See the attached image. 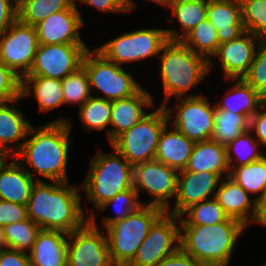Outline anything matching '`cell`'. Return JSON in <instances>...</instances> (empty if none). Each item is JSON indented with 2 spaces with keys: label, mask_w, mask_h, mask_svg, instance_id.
Segmentation results:
<instances>
[{
  "label": "cell",
  "mask_w": 266,
  "mask_h": 266,
  "mask_svg": "<svg viewBox=\"0 0 266 266\" xmlns=\"http://www.w3.org/2000/svg\"><path fill=\"white\" fill-rule=\"evenodd\" d=\"M76 0H21L17 4L18 19L35 26L49 15L70 9Z\"/></svg>",
  "instance_id": "obj_33"
},
{
  "label": "cell",
  "mask_w": 266,
  "mask_h": 266,
  "mask_svg": "<svg viewBox=\"0 0 266 266\" xmlns=\"http://www.w3.org/2000/svg\"><path fill=\"white\" fill-rule=\"evenodd\" d=\"M174 100L175 105L164 106L169 123L194 143L210 140L215 130V102L205 94Z\"/></svg>",
  "instance_id": "obj_10"
},
{
  "label": "cell",
  "mask_w": 266,
  "mask_h": 266,
  "mask_svg": "<svg viewBox=\"0 0 266 266\" xmlns=\"http://www.w3.org/2000/svg\"><path fill=\"white\" fill-rule=\"evenodd\" d=\"M249 131L254 138L266 149V104L249 119Z\"/></svg>",
  "instance_id": "obj_45"
},
{
  "label": "cell",
  "mask_w": 266,
  "mask_h": 266,
  "mask_svg": "<svg viewBox=\"0 0 266 266\" xmlns=\"http://www.w3.org/2000/svg\"><path fill=\"white\" fill-rule=\"evenodd\" d=\"M28 218L27 206L0 199V226L20 222Z\"/></svg>",
  "instance_id": "obj_43"
},
{
  "label": "cell",
  "mask_w": 266,
  "mask_h": 266,
  "mask_svg": "<svg viewBox=\"0 0 266 266\" xmlns=\"http://www.w3.org/2000/svg\"><path fill=\"white\" fill-rule=\"evenodd\" d=\"M266 149L254 138L248 130L239 135L226 146L229 168L249 164L265 156Z\"/></svg>",
  "instance_id": "obj_34"
},
{
  "label": "cell",
  "mask_w": 266,
  "mask_h": 266,
  "mask_svg": "<svg viewBox=\"0 0 266 266\" xmlns=\"http://www.w3.org/2000/svg\"><path fill=\"white\" fill-rule=\"evenodd\" d=\"M180 41L194 53L204 56L208 61L217 52L219 46L217 29L208 18L202 20Z\"/></svg>",
  "instance_id": "obj_35"
},
{
  "label": "cell",
  "mask_w": 266,
  "mask_h": 266,
  "mask_svg": "<svg viewBox=\"0 0 266 266\" xmlns=\"http://www.w3.org/2000/svg\"><path fill=\"white\" fill-rule=\"evenodd\" d=\"M178 175L177 169L157 160L135 165L133 188L137 191L142 205H152L166 211L175 199ZM141 193L146 194L149 201H141Z\"/></svg>",
  "instance_id": "obj_11"
},
{
  "label": "cell",
  "mask_w": 266,
  "mask_h": 266,
  "mask_svg": "<svg viewBox=\"0 0 266 266\" xmlns=\"http://www.w3.org/2000/svg\"><path fill=\"white\" fill-rule=\"evenodd\" d=\"M87 44H39L27 75L64 79L82 66Z\"/></svg>",
  "instance_id": "obj_15"
},
{
  "label": "cell",
  "mask_w": 266,
  "mask_h": 266,
  "mask_svg": "<svg viewBox=\"0 0 266 266\" xmlns=\"http://www.w3.org/2000/svg\"><path fill=\"white\" fill-rule=\"evenodd\" d=\"M222 179L219 174L209 171L180 170L173 205L165 212L179 216L189 206L214 198Z\"/></svg>",
  "instance_id": "obj_17"
},
{
  "label": "cell",
  "mask_w": 266,
  "mask_h": 266,
  "mask_svg": "<svg viewBox=\"0 0 266 266\" xmlns=\"http://www.w3.org/2000/svg\"><path fill=\"white\" fill-rule=\"evenodd\" d=\"M38 46L35 26L17 19L0 34V61L22 79L32 67Z\"/></svg>",
  "instance_id": "obj_12"
},
{
  "label": "cell",
  "mask_w": 266,
  "mask_h": 266,
  "mask_svg": "<svg viewBox=\"0 0 266 266\" xmlns=\"http://www.w3.org/2000/svg\"><path fill=\"white\" fill-rule=\"evenodd\" d=\"M168 123L165 107L155 106L135 126L120 134L110 145L133 167L155 160L159 136Z\"/></svg>",
  "instance_id": "obj_9"
},
{
  "label": "cell",
  "mask_w": 266,
  "mask_h": 266,
  "mask_svg": "<svg viewBox=\"0 0 266 266\" xmlns=\"http://www.w3.org/2000/svg\"><path fill=\"white\" fill-rule=\"evenodd\" d=\"M40 230L41 228L30 218L5 225L3 232L7 248L28 253Z\"/></svg>",
  "instance_id": "obj_38"
},
{
  "label": "cell",
  "mask_w": 266,
  "mask_h": 266,
  "mask_svg": "<svg viewBox=\"0 0 266 266\" xmlns=\"http://www.w3.org/2000/svg\"><path fill=\"white\" fill-rule=\"evenodd\" d=\"M77 115L83 132L105 131L106 140L109 143L111 101L92 95L78 109Z\"/></svg>",
  "instance_id": "obj_31"
},
{
  "label": "cell",
  "mask_w": 266,
  "mask_h": 266,
  "mask_svg": "<svg viewBox=\"0 0 266 266\" xmlns=\"http://www.w3.org/2000/svg\"><path fill=\"white\" fill-rule=\"evenodd\" d=\"M242 79L266 98V40L260 41L254 61Z\"/></svg>",
  "instance_id": "obj_41"
},
{
  "label": "cell",
  "mask_w": 266,
  "mask_h": 266,
  "mask_svg": "<svg viewBox=\"0 0 266 266\" xmlns=\"http://www.w3.org/2000/svg\"><path fill=\"white\" fill-rule=\"evenodd\" d=\"M68 235L41 229L28 252L31 266H67Z\"/></svg>",
  "instance_id": "obj_25"
},
{
  "label": "cell",
  "mask_w": 266,
  "mask_h": 266,
  "mask_svg": "<svg viewBox=\"0 0 266 266\" xmlns=\"http://www.w3.org/2000/svg\"><path fill=\"white\" fill-rule=\"evenodd\" d=\"M252 225L266 227V189L256 200V212Z\"/></svg>",
  "instance_id": "obj_49"
},
{
  "label": "cell",
  "mask_w": 266,
  "mask_h": 266,
  "mask_svg": "<svg viewBox=\"0 0 266 266\" xmlns=\"http://www.w3.org/2000/svg\"><path fill=\"white\" fill-rule=\"evenodd\" d=\"M58 117L37 127L32 125L21 149L13 156L36 181H70L68 161L74 125L72 118Z\"/></svg>",
  "instance_id": "obj_1"
},
{
  "label": "cell",
  "mask_w": 266,
  "mask_h": 266,
  "mask_svg": "<svg viewBox=\"0 0 266 266\" xmlns=\"http://www.w3.org/2000/svg\"><path fill=\"white\" fill-rule=\"evenodd\" d=\"M179 248V216L164 212L150 227L147 237L128 266H156Z\"/></svg>",
  "instance_id": "obj_13"
},
{
  "label": "cell",
  "mask_w": 266,
  "mask_h": 266,
  "mask_svg": "<svg viewBox=\"0 0 266 266\" xmlns=\"http://www.w3.org/2000/svg\"><path fill=\"white\" fill-rule=\"evenodd\" d=\"M207 18L217 29L219 44L232 41L245 32L240 0H209Z\"/></svg>",
  "instance_id": "obj_23"
},
{
  "label": "cell",
  "mask_w": 266,
  "mask_h": 266,
  "mask_svg": "<svg viewBox=\"0 0 266 266\" xmlns=\"http://www.w3.org/2000/svg\"><path fill=\"white\" fill-rule=\"evenodd\" d=\"M35 181L14 157L0 160L1 200L27 205Z\"/></svg>",
  "instance_id": "obj_22"
},
{
  "label": "cell",
  "mask_w": 266,
  "mask_h": 266,
  "mask_svg": "<svg viewBox=\"0 0 266 266\" xmlns=\"http://www.w3.org/2000/svg\"><path fill=\"white\" fill-rule=\"evenodd\" d=\"M247 229L231 217L214 225H180V248L202 266H230Z\"/></svg>",
  "instance_id": "obj_4"
},
{
  "label": "cell",
  "mask_w": 266,
  "mask_h": 266,
  "mask_svg": "<svg viewBox=\"0 0 266 266\" xmlns=\"http://www.w3.org/2000/svg\"><path fill=\"white\" fill-rule=\"evenodd\" d=\"M18 19L16 0H0V34Z\"/></svg>",
  "instance_id": "obj_46"
},
{
  "label": "cell",
  "mask_w": 266,
  "mask_h": 266,
  "mask_svg": "<svg viewBox=\"0 0 266 266\" xmlns=\"http://www.w3.org/2000/svg\"><path fill=\"white\" fill-rule=\"evenodd\" d=\"M22 97L0 102V154L13 157L22 147L33 124L17 107Z\"/></svg>",
  "instance_id": "obj_20"
},
{
  "label": "cell",
  "mask_w": 266,
  "mask_h": 266,
  "mask_svg": "<svg viewBox=\"0 0 266 266\" xmlns=\"http://www.w3.org/2000/svg\"><path fill=\"white\" fill-rule=\"evenodd\" d=\"M224 82L230 84L221 99L214 100L217 110L231 111L250 119L264 104L266 98L243 79H224Z\"/></svg>",
  "instance_id": "obj_27"
},
{
  "label": "cell",
  "mask_w": 266,
  "mask_h": 266,
  "mask_svg": "<svg viewBox=\"0 0 266 266\" xmlns=\"http://www.w3.org/2000/svg\"><path fill=\"white\" fill-rule=\"evenodd\" d=\"M245 31L266 40V0H240Z\"/></svg>",
  "instance_id": "obj_40"
},
{
  "label": "cell",
  "mask_w": 266,
  "mask_h": 266,
  "mask_svg": "<svg viewBox=\"0 0 266 266\" xmlns=\"http://www.w3.org/2000/svg\"><path fill=\"white\" fill-rule=\"evenodd\" d=\"M95 48L108 60L125 67L133 63L158 58L163 46L169 41L166 28L143 27L110 38ZM130 63V64H129Z\"/></svg>",
  "instance_id": "obj_8"
},
{
  "label": "cell",
  "mask_w": 266,
  "mask_h": 266,
  "mask_svg": "<svg viewBox=\"0 0 266 266\" xmlns=\"http://www.w3.org/2000/svg\"><path fill=\"white\" fill-rule=\"evenodd\" d=\"M110 147L109 152L98 148L89 158L87 173L80 183L82 198L93 206L90 216L116 194L133 187L134 167L114 147Z\"/></svg>",
  "instance_id": "obj_5"
},
{
  "label": "cell",
  "mask_w": 266,
  "mask_h": 266,
  "mask_svg": "<svg viewBox=\"0 0 266 266\" xmlns=\"http://www.w3.org/2000/svg\"><path fill=\"white\" fill-rule=\"evenodd\" d=\"M208 0H166L163 7L170 12L167 23L172 26L166 28L168 39L180 41L190 30L207 18ZM171 10V11H170ZM174 23V24H173ZM179 26H178V25Z\"/></svg>",
  "instance_id": "obj_21"
},
{
  "label": "cell",
  "mask_w": 266,
  "mask_h": 266,
  "mask_svg": "<svg viewBox=\"0 0 266 266\" xmlns=\"http://www.w3.org/2000/svg\"><path fill=\"white\" fill-rule=\"evenodd\" d=\"M0 266H31L28 253L13 249L0 251Z\"/></svg>",
  "instance_id": "obj_47"
},
{
  "label": "cell",
  "mask_w": 266,
  "mask_h": 266,
  "mask_svg": "<svg viewBox=\"0 0 266 266\" xmlns=\"http://www.w3.org/2000/svg\"><path fill=\"white\" fill-rule=\"evenodd\" d=\"M185 169L193 172L209 171L222 178L229 176L226 146L211 139L195 143Z\"/></svg>",
  "instance_id": "obj_29"
},
{
  "label": "cell",
  "mask_w": 266,
  "mask_h": 266,
  "mask_svg": "<svg viewBox=\"0 0 266 266\" xmlns=\"http://www.w3.org/2000/svg\"><path fill=\"white\" fill-rule=\"evenodd\" d=\"M228 218L215 197L193 204L179 215L180 225H214Z\"/></svg>",
  "instance_id": "obj_36"
},
{
  "label": "cell",
  "mask_w": 266,
  "mask_h": 266,
  "mask_svg": "<svg viewBox=\"0 0 266 266\" xmlns=\"http://www.w3.org/2000/svg\"><path fill=\"white\" fill-rule=\"evenodd\" d=\"M21 97V78L0 61V102Z\"/></svg>",
  "instance_id": "obj_42"
},
{
  "label": "cell",
  "mask_w": 266,
  "mask_h": 266,
  "mask_svg": "<svg viewBox=\"0 0 266 266\" xmlns=\"http://www.w3.org/2000/svg\"><path fill=\"white\" fill-rule=\"evenodd\" d=\"M7 248L4 232H3V227L0 226V251L4 250Z\"/></svg>",
  "instance_id": "obj_51"
},
{
  "label": "cell",
  "mask_w": 266,
  "mask_h": 266,
  "mask_svg": "<svg viewBox=\"0 0 266 266\" xmlns=\"http://www.w3.org/2000/svg\"><path fill=\"white\" fill-rule=\"evenodd\" d=\"M147 89V90H146ZM151 90L142 87L130 97L111 101L110 145L120 134L135 126L156 104ZM148 112H147V111Z\"/></svg>",
  "instance_id": "obj_19"
},
{
  "label": "cell",
  "mask_w": 266,
  "mask_h": 266,
  "mask_svg": "<svg viewBox=\"0 0 266 266\" xmlns=\"http://www.w3.org/2000/svg\"><path fill=\"white\" fill-rule=\"evenodd\" d=\"M65 106L78 109L92 96L87 72L83 66L62 79Z\"/></svg>",
  "instance_id": "obj_39"
},
{
  "label": "cell",
  "mask_w": 266,
  "mask_h": 266,
  "mask_svg": "<svg viewBox=\"0 0 266 266\" xmlns=\"http://www.w3.org/2000/svg\"><path fill=\"white\" fill-rule=\"evenodd\" d=\"M229 177L257 200L266 189V156L246 165L229 168Z\"/></svg>",
  "instance_id": "obj_32"
},
{
  "label": "cell",
  "mask_w": 266,
  "mask_h": 266,
  "mask_svg": "<svg viewBox=\"0 0 266 266\" xmlns=\"http://www.w3.org/2000/svg\"><path fill=\"white\" fill-rule=\"evenodd\" d=\"M34 97L41 113L65 108L62 80L39 75H26L21 79V97Z\"/></svg>",
  "instance_id": "obj_26"
},
{
  "label": "cell",
  "mask_w": 266,
  "mask_h": 266,
  "mask_svg": "<svg viewBox=\"0 0 266 266\" xmlns=\"http://www.w3.org/2000/svg\"><path fill=\"white\" fill-rule=\"evenodd\" d=\"M214 119L215 130L211 140L224 146L249 130V119L245 115L216 109Z\"/></svg>",
  "instance_id": "obj_37"
},
{
  "label": "cell",
  "mask_w": 266,
  "mask_h": 266,
  "mask_svg": "<svg viewBox=\"0 0 266 266\" xmlns=\"http://www.w3.org/2000/svg\"><path fill=\"white\" fill-rule=\"evenodd\" d=\"M155 60H160L156 62H159L157 72L163 92L162 101L157 106L169 105L173 99L204 94L190 92L209 77V61L204 56L194 53L181 41L169 40Z\"/></svg>",
  "instance_id": "obj_3"
},
{
  "label": "cell",
  "mask_w": 266,
  "mask_h": 266,
  "mask_svg": "<svg viewBox=\"0 0 266 266\" xmlns=\"http://www.w3.org/2000/svg\"><path fill=\"white\" fill-rule=\"evenodd\" d=\"M75 3L70 9L53 13L35 25L39 44H87L82 39L81 28L85 26L82 11Z\"/></svg>",
  "instance_id": "obj_18"
},
{
  "label": "cell",
  "mask_w": 266,
  "mask_h": 266,
  "mask_svg": "<svg viewBox=\"0 0 266 266\" xmlns=\"http://www.w3.org/2000/svg\"><path fill=\"white\" fill-rule=\"evenodd\" d=\"M195 143L168 123L162 130L155 160L178 171L187 167Z\"/></svg>",
  "instance_id": "obj_28"
},
{
  "label": "cell",
  "mask_w": 266,
  "mask_h": 266,
  "mask_svg": "<svg viewBox=\"0 0 266 266\" xmlns=\"http://www.w3.org/2000/svg\"><path fill=\"white\" fill-rule=\"evenodd\" d=\"M67 266H114L105 230L88 221L68 235Z\"/></svg>",
  "instance_id": "obj_14"
},
{
  "label": "cell",
  "mask_w": 266,
  "mask_h": 266,
  "mask_svg": "<svg viewBox=\"0 0 266 266\" xmlns=\"http://www.w3.org/2000/svg\"><path fill=\"white\" fill-rule=\"evenodd\" d=\"M142 203L138 197L137 191L132 187L126 191L116 194L112 199L106 201L102 204L95 213L100 214L101 212H105V210H110L112 207V211L115 215H108L107 213L103 214L101 217L102 222H97L98 214H93L89 217V221L96 227L100 229L107 228L111 223L122 220L123 218L129 216L132 212L136 211Z\"/></svg>",
  "instance_id": "obj_30"
},
{
  "label": "cell",
  "mask_w": 266,
  "mask_h": 266,
  "mask_svg": "<svg viewBox=\"0 0 266 266\" xmlns=\"http://www.w3.org/2000/svg\"><path fill=\"white\" fill-rule=\"evenodd\" d=\"M215 198L229 217L239 220L246 227L253 224L256 200L229 176L221 180Z\"/></svg>",
  "instance_id": "obj_24"
},
{
  "label": "cell",
  "mask_w": 266,
  "mask_h": 266,
  "mask_svg": "<svg viewBox=\"0 0 266 266\" xmlns=\"http://www.w3.org/2000/svg\"><path fill=\"white\" fill-rule=\"evenodd\" d=\"M164 212L156 206L142 205L129 216L104 229L114 266H128L133 261L150 227Z\"/></svg>",
  "instance_id": "obj_6"
},
{
  "label": "cell",
  "mask_w": 266,
  "mask_h": 266,
  "mask_svg": "<svg viewBox=\"0 0 266 266\" xmlns=\"http://www.w3.org/2000/svg\"><path fill=\"white\" fill-rule=\"evenodd\" d=\"M76 3L92 7L99 13L105 14H131L124 0H76Z\"/></svg>",
  "instance_id": "obj_44"
},
{
  "label": "cell",
  "mask_w": 266,
  "mask_h": 266,
  "mask_svg": "<svg viewBox=\"0 0 266 266\" xmlns=\"http://www.w3.org/2000/svg\"><path fill=\"white\" fill-rule=\"evenodd\" d=\"M82 66L87 72L93 96L115 101L130 97L143 87L132 71L108 60L95 47L86 51Z\"/></svg>",
  "instance_id": "obj_7"
},
{
  "label": "cell",
  "mask_w": 266,
  "mask_h": 266,
  "mask_svg": "<svg viewBox=\"0 0 266 266\" xmlns=\"http://www.w3.org/2000/svg\"><path fill=\"white\" fill-rule=\"evenodd\" d=\"M260 41L256 35L245 31L238 38L219 44L217 52L209 60V75L219 68L223 79H242L254 61Z\"/></svg>",
  "instance_id": "obj_16"
},
{
  "label": "cell",
  "mask_w": 266,
  "mask_h": 266,
  "mask_svg": "<svg viewBox=\"0 0 266 266\" xmlns=\"http://www.w3.org/2000/svg\"><path fill=\"white\" fill-rule=\"evenodd\" d=\"M156 266H202L191 255L179 248L170 256L162 259Z\"/></svg>",
  "instance_id": "obj_48"
},
{
  "label": "cell",
  "mask_w": 266,
  "mask_h": 266,
  "mask_svg": "<svg viewBox=\"0 0 266 266\" xmlns=\"http://www.w3.org/2000/svg\"><path fill=\"white\" fill-rule=\"evenodd\" d=\"M81 193L77 182L35 181L26 205L28 218L41 229L70 234L89 221L90 209L83 208Z\"/></svg>",
  "instance_id": "obj_2"
},
{
  "label": "cell",
  "mask_w": 266,
  "mask_h": 266,
  "mask_svg": "<svg viewBox=\"0 0 266 266\" xmlns=\"http://www.w3.org/2000/svg\"><path fill=\"white\" fill-rule=\"evenodd\" d=\"M124 1L126 3L127 7L129 8V10L131 11V13H133V11H136L138 4H139L138 1H137V3L135 0H124ZM144 1H147V3L148 2L154 3V5L157 4L158 6H161L162 9L166 3V0H144Z\"/></svg>",
  "instance_id": "obj_50"
}]
</instances>
